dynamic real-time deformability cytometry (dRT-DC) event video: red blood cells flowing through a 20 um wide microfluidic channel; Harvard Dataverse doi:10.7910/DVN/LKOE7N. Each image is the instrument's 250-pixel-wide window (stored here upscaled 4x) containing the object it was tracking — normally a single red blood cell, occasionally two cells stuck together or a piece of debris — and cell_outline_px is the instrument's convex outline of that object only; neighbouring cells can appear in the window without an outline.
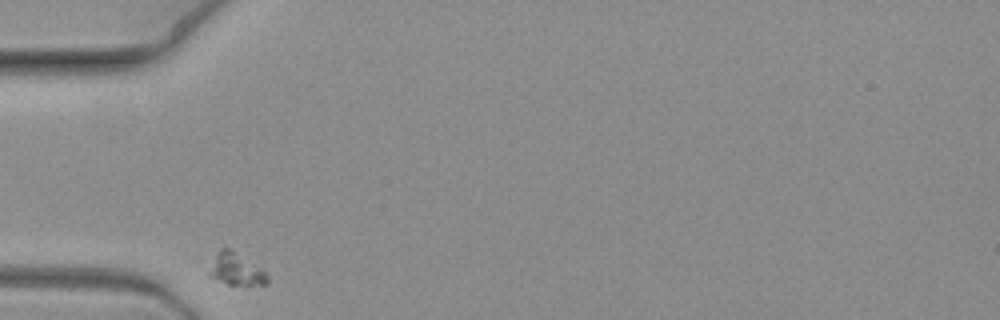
{"species": "common noctule bat (a hibernating species)", "species_latin": "Nyctalus noctula", "temperature_condition": "warm", "stored_images_in_passage": 5, "camera_frame_rate_fps": 3000, "um_per_image_px": 0.085, "animal": {"sex": "female", "body_mass_g": 19.3, "forearm_length_mm": 54.1}, "frame": {"image": 1, "passage_image": 1, "time_ms": 0.0, "image_size_px": [1000, 320], "cell_outline_px": [[268, 284], [228, 284], [208, 276], [208, 272], [220, 248], [232, 248], [264, 272], [268, 276]], "centroid_in_image_um": [20.04, 22.88], "position_along_channel_um": 65.0, "area_um2": 10.46}}
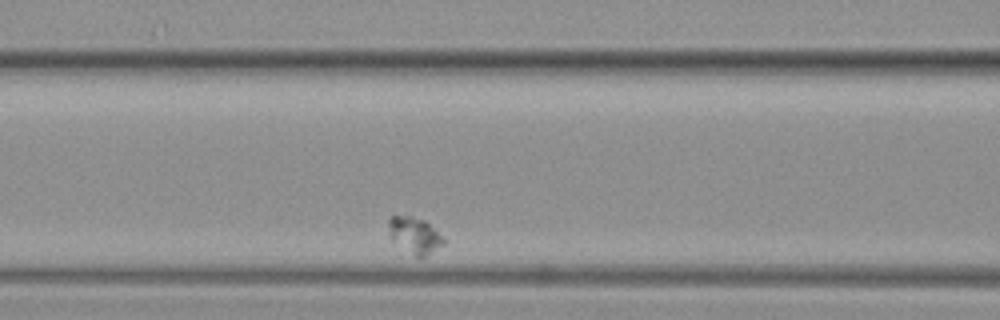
{"frame": {"image": 2, "passage_image": 3, "time_ms": 0.667, "image_size_px": [1000, 320], "cell_outline_px": [[444, 244], [424, 256], [416, 256], [392, 240], [388, 224], [388, 220], [392, 216], [412, 216], [424, 220], [444, 236]], "centroid_in_image_um": [35.27, 19.97], "position_along_channel_um": 131.3, "area_um2": 11.27}}
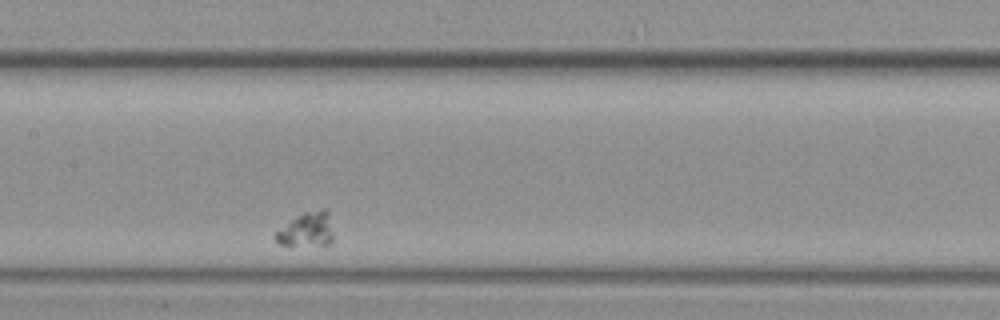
{"frame": {"image": 3, "passage_image": 5, "time_ms": 1.333, "image_size_px": [1000, 320], "cell_outline_px": [[332, 244], [280, 244], [272, 236], [276, 232], [292, 220], [304, 212], [324, 208], [328, 208], [332, 232]], "centroid_in_image_um": [26.11, 19.48], "position_along_channel_um": 181.3, "area_um2": 11.21}}